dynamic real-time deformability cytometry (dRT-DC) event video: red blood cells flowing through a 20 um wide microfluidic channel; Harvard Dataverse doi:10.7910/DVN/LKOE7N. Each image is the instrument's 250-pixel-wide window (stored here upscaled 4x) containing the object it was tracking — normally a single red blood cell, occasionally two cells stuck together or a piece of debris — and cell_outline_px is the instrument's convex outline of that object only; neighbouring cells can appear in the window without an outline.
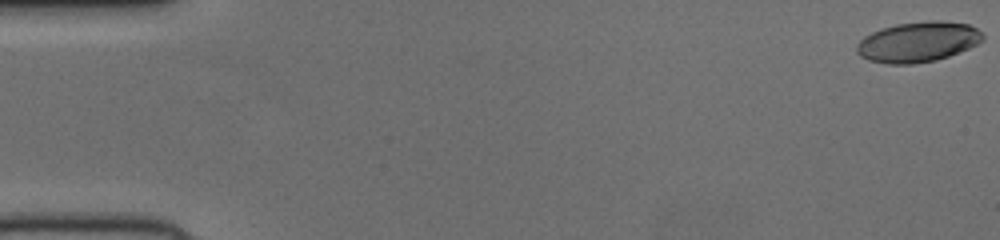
{"species": "human", "species_latin": "Homo sapiens", "temperature_condition": "cold", "stored_images_in_passage": 53, "camera_frame_rate_fps": 3000, "um_per_image_px": 0.085, "donor": {"sex": "female"}, "frame": {"image": 1, "passage_image": 1, "time_ms": 0.0, "image_size_px": [1000, 240], "cell_outline_px": [[984, 40], [968, 48], [948, 56], [936, 60], [912, 64], [888, 64], [868, 60], [860, 56], [856, 52], [856, 44], [864, 36], [872, 32], [896, 24], [928, 20], [940, 20], [968, 24], [976, 28], [984, 36]], "centroid_in_image_um": [78.01, 3.56], "position_along_channel_um": 7.0, "area_um2": 29.59}}
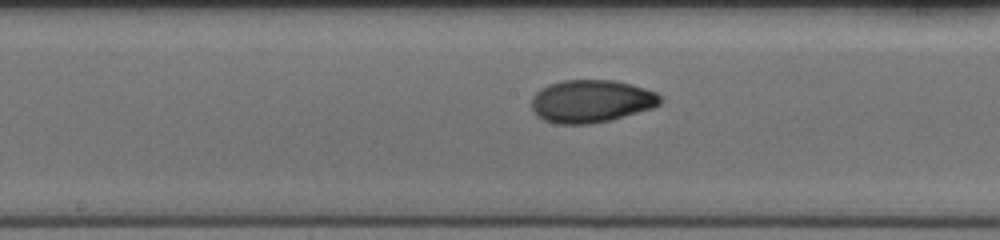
{"frame": {"image": 2, "passage_image": 28, "time_ms": 9.0, "image_size_px": [1000, 240], "cell_outline_px": [[660, 104], [652, 108], [624, 116], [608, 120], [588, 124], [556, 124], [544, 120], [536, 116], [532, 108], [532, 96], [540, 88], [548, 84], [564, 80], [616, 80], [632, 84], [656, 92], [660, 96]], "centroid_in_image_um": [50.22, 8.59], "position_along_channel_um": 198.0, "area_um2": 32.08}}
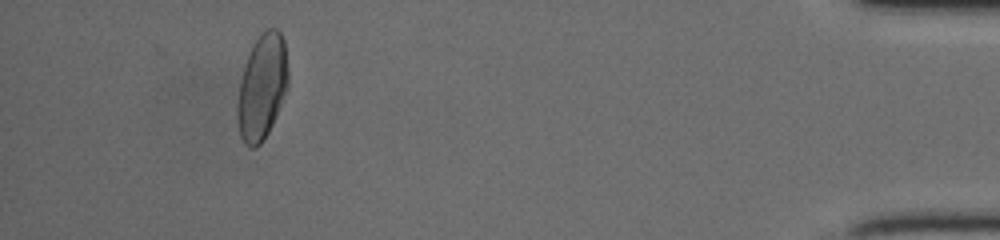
{"frame": {"image": 3, "passage_image": 49, "time_ms": 16.0, "image_size_px": [1000, 240], "cell_outline_px": [[288, 84], [276, 116], [268, 132], [260, 144], [256, 148], [252, 148], [244, 144], [240, 136], [236, 120], [236, 104], [240, 84], [244, 68], [252, 44], [268, 28], [276, 28], [280, 32], [284, 40], [288, 68]], "centroid_in_image_um": [22.26, 7.42], "position_along_channel_um": 412.9, "area_um2": 31.1}}